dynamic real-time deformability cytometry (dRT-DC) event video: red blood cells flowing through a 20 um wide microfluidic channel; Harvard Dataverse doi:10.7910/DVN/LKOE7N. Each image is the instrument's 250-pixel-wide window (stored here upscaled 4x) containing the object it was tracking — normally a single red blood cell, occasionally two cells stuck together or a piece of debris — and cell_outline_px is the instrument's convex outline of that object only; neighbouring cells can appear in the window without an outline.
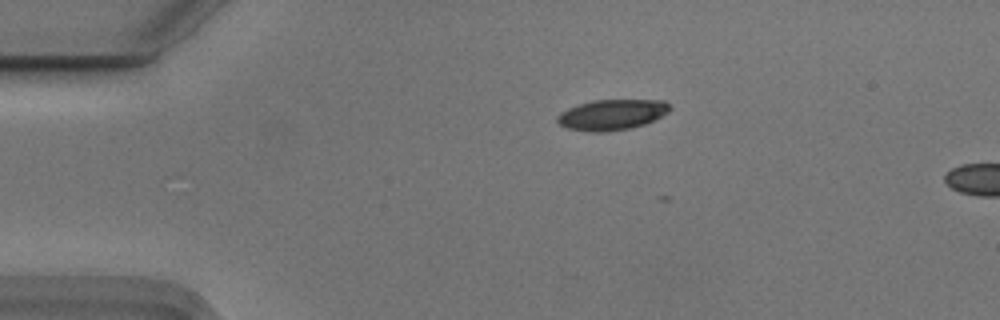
{"species": "Egyptian fruit bat (a non-hibernating species)", "species_latin": "Rousettus aegyptiacus", "temperature_condition": "cold", "stored_images_in_passage": 5, "camera_frame_rate_fps": 3000, "um_per_image_px": 0.085, "animal": {"sex": "male"}, "frame": {"image": 1, "passage_image": 1, "time_ms": 0.0, "image_size_px": [1000, 320], "cell_outline_px": [[672, 108], [668, 112], [644, 124], [628, 128], [604, 132], [592, 132], [568, 128], [560, 124], [556, 120], [556, 116], [560, 112], [568, 108], [592, 100], [664, 100]], "centroid_in_image_um": [51.99, 9.74], "position_along_channel_um": 33.0, "area_um2": 19.83}}